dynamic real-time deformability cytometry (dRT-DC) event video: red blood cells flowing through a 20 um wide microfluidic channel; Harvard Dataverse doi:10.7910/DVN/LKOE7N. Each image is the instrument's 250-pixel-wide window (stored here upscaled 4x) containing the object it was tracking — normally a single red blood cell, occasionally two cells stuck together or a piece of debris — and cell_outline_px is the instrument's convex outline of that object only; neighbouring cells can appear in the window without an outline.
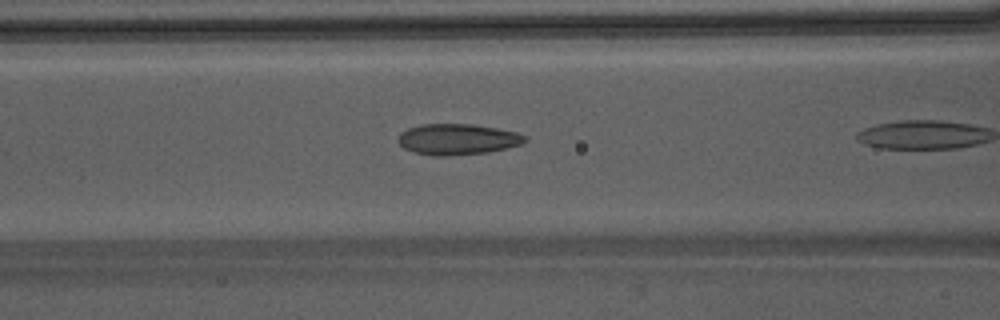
{"species": "Egyptian fruit bat (a non-hibernating species)", "species_latin": "Rousettus aegyptiacus", "temperature_condition": "warm", "stored_images_in_passage": 7, "camera_frame_rate_fps": 3000, "um_per_image_px": 0.085, "animal": {"sex": "male"}, "frame": {"image": 1, "passage_image": 6, "time_ms": 1.667, "image_size_px": [1000, 320], "cell_outline_px": [[528, 140], [524, 144], [488, 152], [448, 156], [432, 156], [412, 152], [404, 148], [400, 144], [400, 132], [408, 128], [420, 124], [468, 124], [496, 128], [516, 132], [524, 136]], "centroid_in_image_um": [38.89, 11.85], "position_along_channel_um": 127.7, "area_um2": 22.83}}